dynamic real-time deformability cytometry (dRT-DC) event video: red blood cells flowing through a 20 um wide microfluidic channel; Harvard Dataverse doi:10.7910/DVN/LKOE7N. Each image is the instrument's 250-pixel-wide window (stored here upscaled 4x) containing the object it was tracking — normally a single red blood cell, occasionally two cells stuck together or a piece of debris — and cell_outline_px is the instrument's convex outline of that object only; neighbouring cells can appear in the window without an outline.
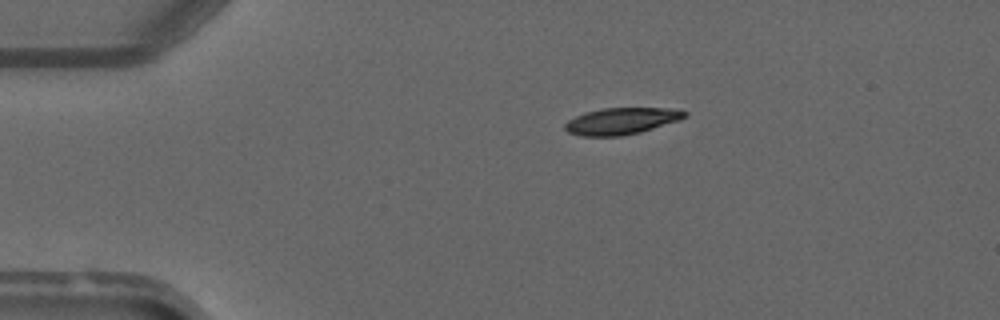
{"species": "common noctule bat (a hibernating species)", "species_latin": "Nyctalus noctula", "temperature_condition": "warm", "stored_images_in_passage": 2, "camera_frame_rate_fps": 3000, "um_per_image_px": 0.085, "animal": {"sex": "male", "forearm_length_mm": 52.5}, "frame": {"image": 1, "passage_image": 1, "time_ms": 0.0, "image_size_px": [1000, 320], "cell_outline_px": [[688, 116], [680, 120], [640, 132], [620, 136], [580, 136], [568, 132], [564, 128], [564, 124], [568, 120], [584, 112], [600, 108], [668, 108], [688, 112]], "centroid_in_image_um": [52.81, 10.28], "position_along_channel_um": 32.2, "area_um2": 18.67}}